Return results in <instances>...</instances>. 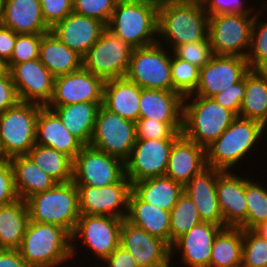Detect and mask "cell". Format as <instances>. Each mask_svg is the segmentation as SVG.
Wrapping results in <instances>:
<instances>
[{
    "label": "cell",
    "mask_w": 267,
    "mask_h": 267,
    "mask_svg": "<svg viewBox=\"0 0 267 267\" xmlns=\"http://www.w3.org/2000/svg\"><path fill=\"white\" fill-rule=\"evenodd\" d=\"M0 267H30L18 250L0 249Z\"/></svg>",
    "instance_id": "11a10c76"
},
{
    "label": "cell",
    "mask_w": 267,
    "mask_h": 267,
    "mask_svg": "<svg viewBox=\"0 0 267 267\" xmlns=\"http://www.w3.org/2000/svg\"><path fill=\"white\" fill-rule=\"evenodd\" d=\"M119 245L126 249L139 267L171 266V246L123 219Z\"/></svg>",
    "instance_id": "2e32d148"
},
{
    "label": "cell",
    "mask_w": 267,
    "mask_h": 267,
    "mask_svg": "<svg viewBox=\"0 0 267 267\" xmlns=\"http://www.w3.org/2000/svg\"><path fill=\"white\" fill-rule=\"evenodd\" d=\"M158 9L147 0L118 1L106 28L133 48L155 44Z\"/></svg>",
    "instance_id": "277c9868"
},
{
    "label": "cell",
    "mask_w": 267,
    "mask_h": 267,
    "mask_svg": "<svg viewBox=\"0 0 267 267\" xmlns=\"http://www.w3.org/2000/svg\"><path fill=\"white\" fill-rule=\"evenodd\" d=\"M36 144L50 147L72 160L85 146L63 125L60 117L47 106H42L36 122Z\"/></svg>",
    "instance_id": "d4e9b609"
},
{
    "label": "cell",
    "mask_w": 267,
    "mask_h": 267,
    "mask_svg": "<svg viewBox=\"0 0 267 267\" xmlns=\"http://www.w3.org/2000/svg\"><path fill=\"white\" fill-rule=\"evenodd\" d=\"M39 59L55 77L82 68V56L67 47L51 31L41 38Z\"/></svg>",
    "instance_id": "1f68e13d"
},
{
    "label": "cell",
    "mask_w": 267,
    "mask_h": 267,
    "mask_svg": "<svg viewBox=\"0 0 267 267\" xmlns=\"http://www.w3.org/2000/svg\"><path fill=\"white\" fill-rule=\"evenodd\" d=\"M105 81L85 70L55 77L54 92L47 106H64L80 102H103Z\"/></svg>",
    "instance_id": "d6986e66"
},
{
    "label": "cell",
    "mask_w": 267,
    "mask_h": 267,
    "mask_svg": "<svg viewBox=\"0 0 267 267\" xmlns=\"http://www.w3.org/2000/svg\"><path fill=\"white\" fill-rule=\"evenodd\" d=\"M256 13H227L209 16L208 37L214 55L246 58Z\"/></svg>",
    "instance_id": "30bf717a"
},
{
    "label": "cell",
    "mask_w": 267,
    "mask_h": 267,
    "mask_svg": "<svg viewBox=\"0 0 267 267\" xmlns=\"http://www.w3.org/2000/svg\"><path fill=\"white\" fill-rule=\"evenodd\" d=\"M183 122H159L139 117L135 122L137 140L177 139L182 134Z\"/></svg>",
    "instance_id": "b9f144b4"
},
{
    "label": "cell",
    "mask_w": 267,
    "mask_h": 267,
    "mask_svg": "<svg viewBox=\"0 0 267 267\" xmlns=\"http://www.w3.org/2000/svg\"><path fill=\"white\" fill-rule=\"evenodd\" d=\"M147 1L159 8L166 4L187 3L193 0H147Z\"/></svg>",
    "instance_id": "9f6ffc18"
},
{
    "label": "cell",
    "mask_w": 267,
    "mask_h": 267,
    "mask_svg": "<svg viewBox=\"0 0 267 267\" xmlns=\"http://www.w3.org/2000/svg\"><path fill=\"white\" fill-rule=\"evenodd\" d=\"M222 171L218 168L207 166L193 176L184 186V193L196 205L203 222L213 223L225 228L228 226L224 223L216 193L218 175Z\"/></svg>",
    "instance_id": "603a6c76"
},
{
    "label": "cell",
    "mask_w": 267,
    "mask_h": 267,
    "mask_svg": "<svg viewBox=\"0 0 267 267\" xmlns=\"http://www.w3.org/2000/svg\"><path fill=\"white\" fill-rule=\"evenodd\" d=\"M43 35L44 34H18L12 56L4 67L10 70L15 64L38 59Z\"/></svg>",
    "instance_id": "ee69618b"
},
{
    "label": "cell",
    "mask_w": 267,
    "mask_h": 267,
    "mask_svg": "<svg viewBox=\"0 0 267 267\" xmlns=\"http://www.w3.org/2000/svg\"><path fill=\"white\" fill-rule=\"evenodd\" d=\"M265 127L261 122L237 116L230 126L206 149L207 166L223 171H233L242 160L252 154L264 138ZM264 133V134H263ZM261 140V141H260ZM254 148V149H253Z\"/></svg>",
    "instance_id": "7a4b0ae2"
},
{
    "label": "cell",
    "mask_w": 267,
    "mask_h": 267,
    "mask_svg": "<svg viewBox=\"0 0 267 267\" xmlns=\"http://www.w3.org/2000/svg\"><path fill=\"white\" fill-rule=\"evenodd\" d=\"M4 64L0 61V72L4 69Z\"/></svg>",
    "instance_id": "6125c7cd"
},
{
    "label": "cell",
    "mask_w": 267,
    "mask_h": 267,
    "mask_svg": "<svg viewBox=\"0 0 267 267\" xmlns=\"http://www.w3.org/2000/svg\"><path fill=\"white\" fill-rule=\"evenodd\" d=\"M126 220L170 245V211L142 201L133 191L129 196Z\"/></svg>",
    "instance_id": "f1b7e54d"
},
{
    "label": "cell",
    "mask_w": 267,
    "mask_h": 267,
    "mask_svg": "<svg viewBox=\"0 0 267 267\" xmlns=\"http://www.w3.org/2000/svg\"><path fill=\"white\" fill-rule=\"evenodd\" d=\"M260 5L263 8L256 9L257 13L251 28L250 48L246 56L251 70H261L267 64V20L265 22L261 19V16L264 17L265 15V12L261 11H266L265 6L267 4L264 2Z\"/></svg>",
    "instance_id": "f35d334b"
},
{
    "label": "cell",
    "mask_w": 267,
    "mask_h": 267,
    "mask_svg": "<svg viewBox=\"0 0 267 267\" xmlns=\"http://www.w3.org/2000/svg\"><path fill=\"white\" fill-rule=\"evenodd\" d=\"M172 53L182 60L188 61L190 64L202 68L213 57L212 47L209 37L200 42L186 43L176 46Z\"/></svg>",
    "instance_id": "bcb514c9"
},
{
    "label": "cell",
    "mask_w": 267,
    "mask_h": 267,
    "mask_svg": "<svg viewBox=\"0 0 267 267\" xmlns=\"http://www.w3.org/2000/svg\"><path fill=\"white\" fill-rule=\"evenodd\" d=\"M105 29L106 25L103 22L72 12L56 23L50 31L67 47L83 57Z\"/></svg>",
    "instance_id": "7402d4cb"
},
{
    "label": "cell",
    "mask_w": 267,
    "mask_h": 267,
    "mask_svg": "<svg viewBox=\"0 0 267 267\" xmlns=\"http://www.w3.org/2000/svg\"><path fill=\"white\" fill-rule=\"evenodd\" d=\"M20 102L16 87L8 69L0 72V113Z\"/></svg>",
    "instance_id": "816d5d0a"
},
{
    "label": "cell",
    "mask_w": 267,
    "mask_h": 267,
    "mask_svg": "<svg viewBox=\"0 0 267 267\" xmlns=\"http://www.w3.org/2000/svg\"><path fill=\"white\" fill-rule=\"evenodd\" d=\"M239 116L267 127V76L261 70L250 69L245 74V94Z\"/></svg>",
    "instance_id": "e575fe53"
},
{
    "label": "cell",
    "mask_w": 267,
    "mask_h": 267,
    "mask_svg": "<svg viewBox=\"0 0 267 267\" xmlns=\"http://www.w3.org/2000/svg\"><path fill=\"white\" fill-rule=\"evenodd\" d=\"M101 264L105 267H139L130 253L120 245Z\"/></svg>",
    "instance_id": "db71d44e"
},
{
    "label": "cell",
    "mask_w": 267,
    "mask_h": 267,
    "mask_svg": "<svg viewBox=\"0 0 267 267\" xmlns=\"http://www.w3.org/2000/svg\"><path fill=\"white\" fill-rule=\"evenodd\" d=\"M132 191L142 201L157 206L162 210L171 211L184 193V186L164 175L133 183Z\"/></svg>",
    "instance_id": "d6a6232c"
},
{
    "label": "cell",
    "mask_w": 267,
    "mask_h": 267,
    "mask_svg": "<svg viewBox=\"0 0 267 267\" xmlns=\"http://www.w3.org/2000/svg\"><path fill=\"white\" fill-rule=\"evenodd\" d=\"M245 176V198L247 202V229L267 221V187Z\"/></svg>",
    "instance_id": "ab89813d"
},
{
    "label": "cell",
    "mask_w": 267,
    "mask_h": 267,
    "mask_svg": "<svg viewBox=\"0 0 267 267\" xmlns=\"http://www.w3.org/2000/svg\"><path fill=\"white\" fill-rule=\"evenodd\" d=\"M200 68L177 58L171 51V78L173 91L183 97L195 92L199 84Z\"/></svg>",
    "instance_id": "60d3db41"
},
{
    "label": "cell",
    "mask_w": 267,
    "mask_h": 267,
    "mask_svg": "<svg viewBox=\"0 0 267 267\" xmlns=\"http://www.w3.org/2000/svg\"><path fill=\"white\" fill-rule=\"evenodd\" d=\"M6 161H7V159L4 156V154H3L2 150H1V147H0V165L3 164Z\"/></svg>",
    "instance_id": "91938a15"
},
{
    "label": "cell",
    "mask_w": 267,
    "mask_h": 267,
    "mask_svg": "<svg viewBox=\"0 0 267 267\" xmlns=\"http://www.w3.org/2000/svg\"><path fill=\"white\" fill-rule=\"evenodd\" d=\"M77 187L80 214L104 215L126 219L129 196L132 191V184L126 176L118 183L104 187Z\"/></svg>",
    "instance_id": "5bb4252c"
},
{
    "label": "cell",
    "mask_w": 267,
    "mask_h": 267,
    "mask_svg": "<svg viewBox=\"0 0 267 267\" xmlns=\"http://www.w3.org/2000/svg\"><path fill=\"white\" fill-rule=\"evenodd\" d=\"M201 222L196 205L186 193H183L170 211V246Z\"/></svg>",
    "instance_id": "74e56055"
},
{
    "label": "cell",
    "mask_w": 267,
    "mask_h": 267,
    "mask_svg": "<svg viewBox=\"0 0 267 267\" xmlns=\"http://www.w3.org/2000/svg\"><path fill=\"white\" fill-rule=\"evenodd\" d=\"M142 88L126 77L105 81L102 106L120 117L136 122Z\"/></svg>",
    "instance_id": "484cf974"
},
{
    "label": "cell",
    "mask_w": 267,
    "mask_h": 267,
    "mask_svg": "<svg viewBox=\"0 0 267 267\" xmlns=\"http://www.w3.org/2000/svg\"><path fill=\"white\" fill-rule=\"evenodd\" d=\"M30 221L48 223L74 231L80 217L79 191L73 181L33 194L27 200Z\"/></svg>",
    "instance_id": "8992f818"
},
{
    "label": "cell",
    "mask_w": 267,
    "mask_h": 267,
    "mask_svg": "<svg viewBox=\"0 0 267 267\" xmlns=\"http://www.w3.org/2000/svg\"><path fill=\"white\" fill-rule=\"evenodd\" d=\"M236 117L232 111L221 106L213 98L188 95L183 101L182 134L206 148Z\"/></svg>",
    "instance_id": "5b68a950"
},
{
    "label": "cell",
    "mask_w": 267,
    "mask_h": 267,
    "mask_svg": "<svg viewBox=\"0 0 267 267\" xmlns=\"http://www.w3.org/2000/svg\"><path fill=\"white\" fill-rule=\"evenodd\" d=\"M17 35L13 30L0 26V61L4 65L12 56Z\"/></svg>",
    "instance_id": "f5cc1de1"
},
{
    "label": "cell",
    "mask_w": 267,
    "mask_h": 267,
    "mask_svg": "<svg viewBox=\"0 0 267 267\" xmlns=\"http://www.w3.org/2000/svg\"><path fill=\"white\" fill-rule=\"evenodd\" d=\"M41 107L20 101L0 113V147L7 160L27 155L36 144V122Z\"/></svg>",
    "instance_id": "52a82bcc"
},
{
    "label": "cell",
    "mask_w": 267,
    "mask_h": 267,
    "mask_svg": "<svg viewBox=\"0 0 267 267\" xmlns=\"http://www.w3.org/2000/svg\"><path fill=\"white\" fill-rule=\"evenodd\" d=\"M208 30L209 16L201 0L166 4L158 9L157 42L170 51L182 44L206 40Z\"/></svg>",
    "instance_id": "6da1fadb"
},
{
    "label": "cell",
    "mask_w": 267,
    "mask_h": 267,
    "mask_svg": "<svg viewBox=\"0 0 267 267\" xmlns=\"http://www.w3.org/2000/svg\"><path fill=\"white\" fill-rule=\"evenodd\" d=\"M243 249V229L241 227L222 228L215 236L210 266L241 267Z\"/></svg>",
    "instance_id": "d590c367"
},
{
    "label": "cell",
    "mask_w": 267,
    "mask_h": 267,
    "mask_svg": "<svg viewBox=\"0 0 267 267\" xmlns=\"http://www.w3.org/2000/svg\"><path fill=\"white\" fill-rule=\"evenodd\" d=\"M176 139L136 140L129 158L125 161V176L130 183L147 178L164 176L171 147Z\"/></svg>",
    "instance_id": "9a60e30c"
},
{
    "label": "cell",
    "mask_w": 267,
    "mask_h": 267,
    "mask_svg": "<svg viewBox=\"0 0 267 267\" xmlns=\"http://www.w3.org/2000/svg\"><path fill=\"white\" fill-rule=\"evenodd\" d=\"M18 199L14 186L13 168L9 160L0 165V206Z\"/></svg>",
    "instance_id": "f907efd6"
},
{
    "label": "cell",
    "mask_w": 267,
    "mask_h": 267,
    "mask_svg": "<svg viewBox=\"0 0 267 267\" xmlns=\"http://www.w3.org/2000/svg\"><path fill=\"white\" fill-rule=\"evenodd\" d=\"M45 23L52 28L73 12V0H40Z\"/></svg>",
    "instance_id": "c3c4849f"
},
{
    "label": "cell",
    "mask_w": 267,
    "mask_h": 267,
    "mask_svg": "<svg viewBox=\"0 0 267 267\" xmlns=\"http://www.w3.org/2000/svg\"><path fill=\"white\" fill-rule=\"evenodd\" d=\"M249 70L246 58L213 55L200 69L199 84L191 95L212 98L239 82Z\"/></svg>",
    "instance_id": "ac0fdd59"
},
{
    "label": "cell",
    "mask_w": 267,
    "mask_h": 267,
    "mask_svg": "<svg viewBox=\"0 0 267 267\" xmlns=\"http://www.w3.org/2000/svg\"><path fill=\"white\" fill-rule=\"evenodd\" d=\"M183 101L184 97L176 91L142 88L139 117L159 122H183Z\"/></svg>",
    "instance_id": "83f0119b"
},
{
    "label": "cell",
    "mask_w": 267,
    "mask_h": 267,
    "mask_svg": "<svg viewBox=\"0 0 267 267\" xmlns=\"http://www.w3.org/2000/svg\"><path fill=\"white\" fill-rule=\"evenodd\" d=\"M29 220L25 200L18 198L0 206V249L18 250Z\"/></svg>",
    "instance_id": "836d02e7"
},
{
    "label": "cell",
    "mask_w": 267,
    "mask_h": 267,
    "mask_svg": "<svg viewBox=\"0 0 267 267\" xmlns=\"http://www.w3.org/2000/svg\"><path fill=\"white\" fill-rule=\"evenodd\" d=\"M253 230L267 240V221L257 225Z\"/></svg>",
    "instance_id": "6f0895ef"
},
{
    "label": "cell",
    "mask_w": 267,
    "mask_h": 267,
    "mask_svg": "<svg viewBox=\"0 0 267 267\" xmlns=\"http://www.w3.org/2000/svg\"><path fill=\"white\" fill-rule=\"evenodd\" d=\"M242 267H267V240L253 229H243Z\"/></svg>",
    "instance_id": "7bdbcfd3"
},
{
    "label": "cell",
    "mask_w": 267,
    "mask_h": 267,
    "mask_svg": "<svg viewBox=\"0 0 267 267\" xmlns=\"http://www.w3.org/2000/svg\"><path fill=\"white\" fill-rule=\"evenodd\" d=\"M117 0H73V12L95 18L108 25Z\"/></svg>",
    "instance_id": "f6af8a7d"
},
{
    "label": "cell",
    "mask_w": 267,
    "mask_h": 267,
    "mask_svg": "<svg viewBox=\"0 0 267 267\" xmlns=\"http://www.w3.org/2000/svg\"><path fill=\"white\" fill-rule=\"evenodd\" d=\"M18 251L30 267H64L73 259L71 234L60 226L29 220Z\"/></svg>",
    "instance_id": "3957f363"
},
{
    "label": "cell",
    "mask_w": 267,
    "mask_h": 267,
    "mask_svg": "<svg viewBox=\"0 0 267 267\" xmlns=\"http://www.w3.org/2000/svg\"><path fill=\"white\" fill-rule=\"evenodd\" d=\"M208 16L229 13H257L254 5L247 6L246 0H201Z\"/></svg>",
    "instance_id": "7dc6e473"
},
{
    "label": "cell",
    "mask_w": 267,
    "mask_h": 267,
    "mask_svg": "<svg viewBox=\"0 0 267 267\" xmlns=\"http://www.w3.org/2000/svg\"><path fill=\"white\" fill-rule=\"evenodd\" d=\"M9 162L13 168L16 193L22 200L26 201L33 194L44 192L57 184L28 155L12 157Z\"/></svg>",
    "instance_id": "4dcf8cb0"
},
{
    "label": "cell",
    "mask_w": 267,
    "mask_h": 267,
    "mask_svg": "<svg viewBox=\"0 0 267 267\" xmlns=\"http://www.w3.org/2000/svg\"><path fill=\"white\" fill-rule=\"evenodd\" d=\"M133 47L107 28L82 57V67L104 81L125 77Z\"/></svg>",
    "instance_id": "8fae6325"
},
{
    "label": "cell",
    "mask_w": 267,
    "mask_h": 267,
    "mask_svg": "<svg viewBox=\"0 0 267 267\" xmlns=\"http://www.w3.org/2000/svg\"><path fill=\"white\" fill-rule=\"evenodd\" d=\"M235 171H222L218 175L216 193L224 223L247 229V202L245 176Z\"/></svg>",
    "instance_id": "44dd1931"
},
{
    "label": "cell",
    "mask_w": 267,
    "mask_h": 267,
    "mask_svg": "<svg viewBox=\"0 0 267 267\" xmlns=\"http://www.w3.org/2000/svg\"><path fill=\"white\" fill-rule=\"evenodd\" d=\"M223 227L201 222L179 237L171 246V264L174 254H180V264L187 267H210L211 248L215 236Z\"/></svg>",
    "instance_id": "ffe728a7"
},
{
    "label": "cell",
    "mask_w": 267,
    "mask_h": 267,
    "mask_svg": "<svg viewBox=\"0 0 267 267\" xmlns=\"http://www.w3.org/2000/svg\"><path fill=\"white\" fill-rule=\"evenodd\" d=\"M122 222L123 219L112 216L81 214L71 234L73 259L82 246V250L93 253L92 256L102 263L119 246Z\"/></svg>",
    "instance_id": "ba28073f"
},
{
    "label": "cell",
    "mask_w": 267,
    "mask_h": 267,
    "mask_svg": "<svg viewBox=\"0 0 267 267\" xmlns=\"http://www.w3.org/2000/svg\"><path fill=\"white\" fill-rule=\"evenodd\" d=\"M125 77L141 88L173 91L171 51L158 42L133 48Z\"/></svg>",
    "instance_id": "9c48e42d"
},
{
    "label": "cell",
    "mask_w": 267,
    "mask_h": 267,
    "mask_svg": "<svg viewBox=\"0 0 267 267\" xmlns=\"http://www.w3.org/2000/svg\"><path fill=\"white\" fill-rule=\"evenodd\" d=\"M21 102L47 106L54 92L55 76L40 59L15 64L9 70Z\"/></svg>",
    "instance_id": "e0dca14e"
},
{
    "label": "cell",
    "mask_w": 267,
    "mask_h": 267,
    "mask_svg": "<svg viewBox=\"0 0 267 267\" xmlns=\"http://www.w3.org/2000/svg\"><path fill=\"white\" fill-rule=\"evenodd\" d=\"M206 167V149L181 134L171 147L165 175L185 186Z\"/></svg>",
    "instance_id": "cb8c5ba5"
},
{
    "label": "cell",
    "mask_w": 267,
    "mask_h": 267,
    "mask_svg": "<svg viewBox=\"0 0 267 267\" xmlns=\"http://www.w3.org/2000/svg\"><path fill=\"white\" fill-rule=\"evenodd\" d=\"M5 0H0V26L3 24Z\"/></svg>",
    "instance_id": "680465c9"
},
{
    "label": "cell",
    "mask_w": 267,
    "mask_h": 267,
    "mask_svg": "<svg viewBox=\"0 0 267 267\" xmlns=\"http://www.w3.org/2000/svg\"><path fill=\"white\" fill-rule=\"evenodd\" d=\"M125 176V162L85 145L73 160L72 181L76 186L104 187Z\"/></svg>",
    "instance_id": "4fadbf2b"
},
{
    "label": "cell",
    "mask_w": 267,
    "mask_h": 267,
    "mask_svg": "<svg viewBox=\"0 0 267 267\" xmlns=\"http://www.w3.org/2000/svg\"><path fill=\"white\" fill-rule=\"evenodd\" d=\"M27 155L57 183L72 181L73 160L69 156L38 144H35Z\"/></svg>",
    "instance_id": "8d00e7d4"
},
{
    "label": "cell",
    "mask_w": 267,
    "mask_h": 267,
    "mask_svg": "<svg viewBox=\"0 0 267 267\" xmlns=\"http://www.w3.org/2000/svg\"><path fill=\"white\" fill-rule=\"evenodd\" d=\"M135 122L110 112L102 105L98 109L90 146L115 156L124 162L136 143Z\"/></svg>",
    "instance_id": "7c38bea8"
},
{
    "label": "cell",
    "mask_w": 267,
    "mask_h": 267,
    "mask_svg": "<svg viewBox=\"0 0 267 267\" xmlns=\"http://www.w3.org/2000/svg\"><path fill=\"white\" fill-rule=\"evenodd\" d=\"M245 94V76L234 85L216 94L212 98L224 108L239 116L241 104Z\"/></svg>",
    "instance_id": "681fc988"
},
{
    "label": "cell",
    "mask_w": 267,
    "mask_h": 267,
    "mask_svg": "<svg viewBox=\"0 0 267 267\" xmlns=\"http://www.w3.org/2000/svg\"><path fill=\"white\" fill-rule=\"evenodd\" d=\"M103 102H80L64 106H47L61 119L63 125L84 145H90L98 109Z\"/></svg>",
    "instance_id": "f546056e"
},
{
    "label": "cell",
    "mask_w": 267,
    "mask_h": 267,
    "mask_svg": "<svg viewBox=\"0 0 267 267\" xmlns=\"http://www.w3.org/2000/svg\"><path fill=\"white\" fill-rule=\"evenodd\" d=\"M3 26L17 34H46L40 0H5Z\"/></svg>",
    "instance_id": "4316f807"
},
{
    "label": "cell",
    "mask_w": 267,
    "mask_h": 267,
    "mask_svg": "<svg viewBox=\"0 0 267 267\" xmlns=\"http://www.w3.org/2000/svg\"><path fill=\"white\" fill-rule=\"evenodd\" d=\"M261 71L267 76V64L261 69Z\"/></svg>",
    "instance_id": "94428289"
}]
</instances>
